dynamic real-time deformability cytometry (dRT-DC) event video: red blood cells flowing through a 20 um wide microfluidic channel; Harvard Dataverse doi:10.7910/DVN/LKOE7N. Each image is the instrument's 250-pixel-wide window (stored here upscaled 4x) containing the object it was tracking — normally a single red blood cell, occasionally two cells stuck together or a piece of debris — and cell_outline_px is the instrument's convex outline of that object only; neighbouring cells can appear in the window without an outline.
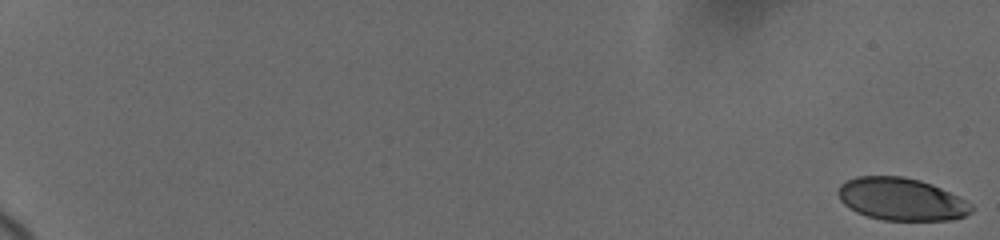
{"species": "human", "species_latin": "Homo sapiens", "temperature_condition": "cold", "stored_images_in_passage": 71, "camera_frame_rate_fps": 3000, "um_per_image_px": 0.085, "donor": {"sex": "female"}, "frame": {"image": 1, "passage_image": 1, "time_ms": 0.0, "image_size_px": [1000, 240], "cell_outline_px": [[972, 212], [964, 216], [952, 220], [884, 220], [868, 216], [856, 212], [848, 208], [840, 200], [836, 192], [840, 184], [856, 176], [904, 176], [920, 180], [932, 184], [972, 204]], "centroid_in_image_um": [76.57, 16.93], "position_along_channel_um": 8.4, "area_um2": 33.0}}
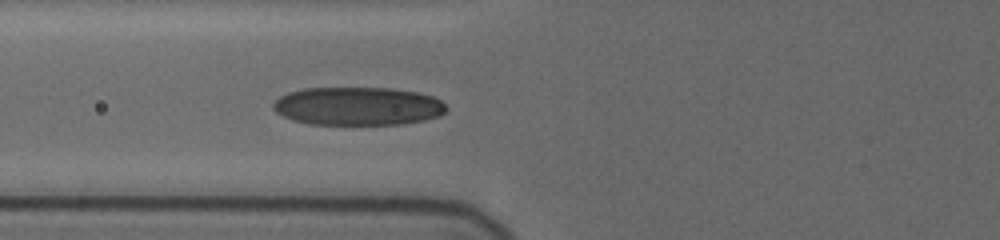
{"frame": {"image": 2, "passage_image": 42, "time_ms": 8.667, "image_size_px": [1000, 240], "cell_outline_px": [[448, 108], [440, 116], [424, 120], [400, 124], [312, 124], [292, 120], [276, 112], [272, 108], [272, 104], [280, 96], [288, 92], [304, 88], [392, 88], [416, 92], [432, 96], [440, 100]], "centroid_in_image_um": [30.41, 9.02], "position_along_channel_um": 95.4, "area_um2": 38.61}}
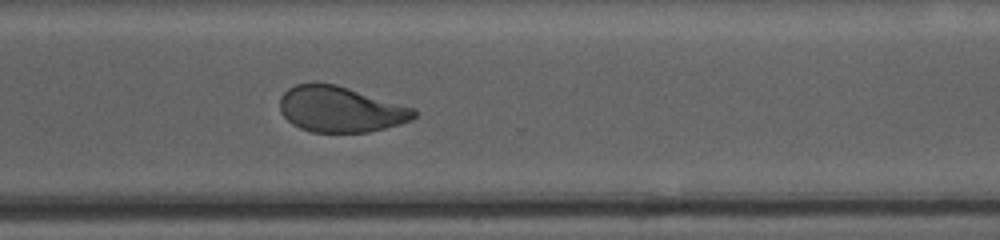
{"frame": {"image": 3, "passage_image": 71, "time_ms": 15.333, "image_size_px": [1000, 240], "cell_outline_px": [[416, 116], [412, 120], [400, 124], [368, 132], [312, 132], [300, 128], [292, 124], [280, 112], [280, 96], [288, 88], [296, 84], [312, 80], [316, 80], [336, 84], [416, 108]], "centroid_in_image_um": [28.91, 9.26], "position_along_channel_um": 341.7, "area_um2": 36.36}}